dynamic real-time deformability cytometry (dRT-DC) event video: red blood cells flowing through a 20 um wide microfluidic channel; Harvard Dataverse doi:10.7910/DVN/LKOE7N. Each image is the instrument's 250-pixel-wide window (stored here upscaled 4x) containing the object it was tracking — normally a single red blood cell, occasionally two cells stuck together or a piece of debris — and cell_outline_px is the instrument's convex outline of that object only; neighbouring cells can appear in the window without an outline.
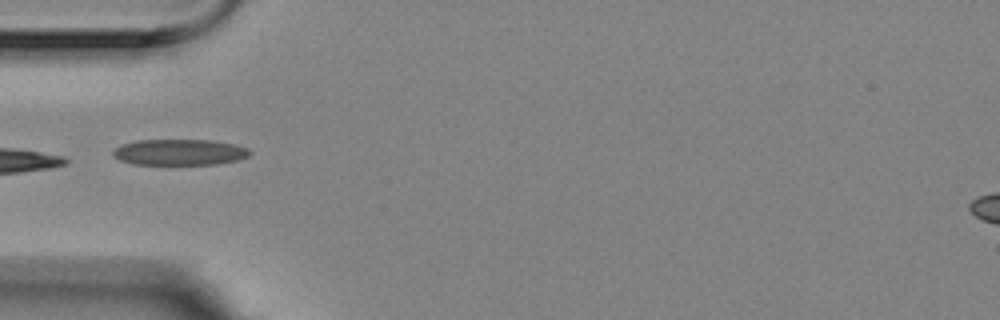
{"species": "Egyptian fruit bat (a non-hibernating species)", "species_latin": "Rousettus aegyptiacus", "temperature_condition": "room temperature", "stored_images_in_passage": 38, "camera_frame_rate_fps": 3000, "um_per_image_px": 0.085, "animal": {"sex": "female"}, "frame": {"image": 1, "passage_image": 1, "time_ms": 0.0, "image_size_px": [1000, 320], "cell_outline_px": [[252, 152], [248, 156], [236, 160], [216, 164], [132, 164], [120, 160], [112, 156], [112, 152], [120, 144], [136, 140], [212, 140], [232, 144], [248, 148]], "centroid_in_image_um": [15.22, 12.93], "position_along_channel_um": 69.8, "area_um2": 20.69}, "authors_computed_cell_mechanics": {"area_um2": 20.0277, "velocity_mm_per_s": 3.5271, "shape_relaxation_time_tau1_ms": 10.8425, "shape_relaxation_time_tau2_ms": 10.475, "deformation_change_tau1": 0.2214, "deformation_change_tau2": 0.247}}